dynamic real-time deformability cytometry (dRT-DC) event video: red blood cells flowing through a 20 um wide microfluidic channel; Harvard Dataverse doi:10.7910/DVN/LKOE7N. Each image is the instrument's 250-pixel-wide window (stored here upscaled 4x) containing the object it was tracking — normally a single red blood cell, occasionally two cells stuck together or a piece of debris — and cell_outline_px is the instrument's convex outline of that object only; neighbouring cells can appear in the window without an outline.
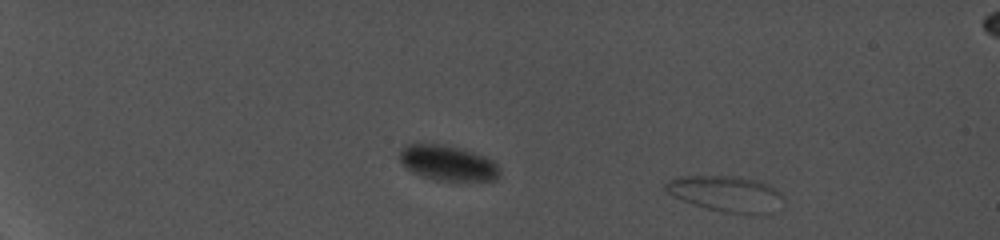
{"species": "common noctule bat (a hibernating species)", "species_latin": "Nyctalus noctula", "temperature_condition": "cold", "stored_images_in_passage": 18, "camera_frame_rate_fps": 5000, "um_per_image_px": 0.085, "animal": {"sex": "female", "body_mass_g": 19.0, "forearm_length_mm": 56.7}, "frame": {"image": 1, "passage_image": 1, "time_ms": 0.0, "image_size_px": [1000, 240], "cell_outline_px": [[784, 200], [772, 212], [724, 212], [692, 204], [680, 200], [672, 196], [664, 188], [664, 184], [668, 180], [680, 176], [732, 176], [760, 180], [768, 184], [780, 192], [784, 196]], "centroid_in_image_um": [61.68, 16.43], "position_along_channel_um": 23.3, "area_um2": 24.28}}
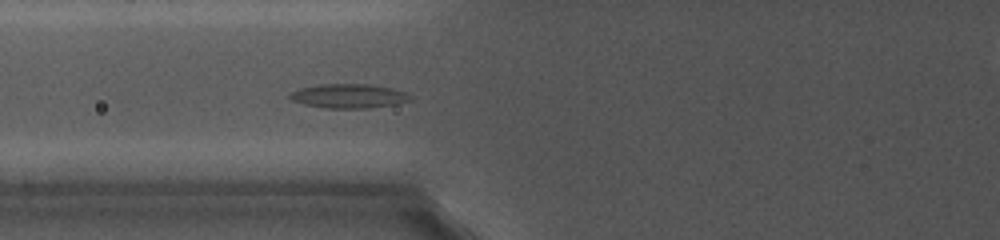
{"frame": {"image": 2, "passage_image": 10, "time_ms": 7.6, "image_size_px": [1000, 240], "cell_outline_px": [[412, 100], [396, 104], [368, 108], [328, 108], [304, 104], [292, 100], [288, 96], [292, 92], [300, 88], [320, 84], [368, 84], [392, 88], [404, 92], [412, 96]], "centroid_in_image_um": [29.66, 8.16], "position_along_channel_um": 96.1, "area_um2": 16.88}}
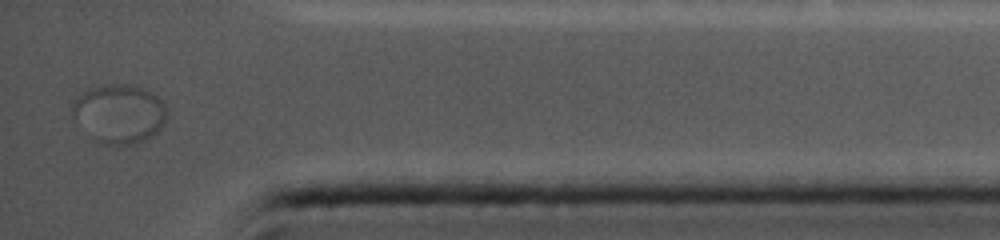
{"frame": {"image": 3, "passage_image": 18, "time_ms": 17.6, "image_size_px": [1000, 240], "cell_outline_px": [[168, 120], [148, 140], [140, 144], [104, 144], [72, 120], [72, 100], [84, 88], [96, 84], [128, 84], [144, 88], [152, 92], [164, 104], [168, 116]], "centroid_in_image_um": [10.11, 9.62], "position_along_channel_um": 425.1, "area_um2": 33.12}}